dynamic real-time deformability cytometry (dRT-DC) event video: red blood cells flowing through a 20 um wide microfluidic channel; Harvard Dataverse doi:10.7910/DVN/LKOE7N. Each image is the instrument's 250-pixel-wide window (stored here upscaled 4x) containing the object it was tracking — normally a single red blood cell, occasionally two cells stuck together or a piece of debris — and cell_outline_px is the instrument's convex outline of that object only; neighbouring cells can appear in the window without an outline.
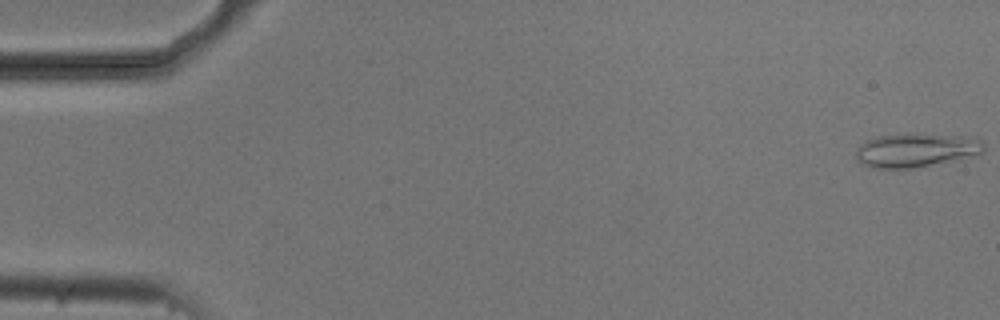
{"species": "common noctule bat (a hibernating species)", "species_latin": "Nyctalus noctula", "temperature_condition": "cold", "stored_images_in_passage": 14, "camera_frame_rate_fps": 3000, "um_per_image_px": 0.085, "animal": {"sex": "male", "body_mass_g": 20.5, "forearm_length_mm": 52.5}, "frame": {"image": 1, "passage_image": 1, "time_ms": 0.0, "image_size_px": [1000, 320], "cell_outline_px": [[984, 152], [952, 160], [912, 168], [876, 168], [864, 164], [856, 160], [856, 148], [860, 144], [876, 136], [972, 136], [984, 140]], "centroid_in_image_um": [77.86, 12.79], "position_along_channel_um": 7.1, "area_um2": 24.22}}